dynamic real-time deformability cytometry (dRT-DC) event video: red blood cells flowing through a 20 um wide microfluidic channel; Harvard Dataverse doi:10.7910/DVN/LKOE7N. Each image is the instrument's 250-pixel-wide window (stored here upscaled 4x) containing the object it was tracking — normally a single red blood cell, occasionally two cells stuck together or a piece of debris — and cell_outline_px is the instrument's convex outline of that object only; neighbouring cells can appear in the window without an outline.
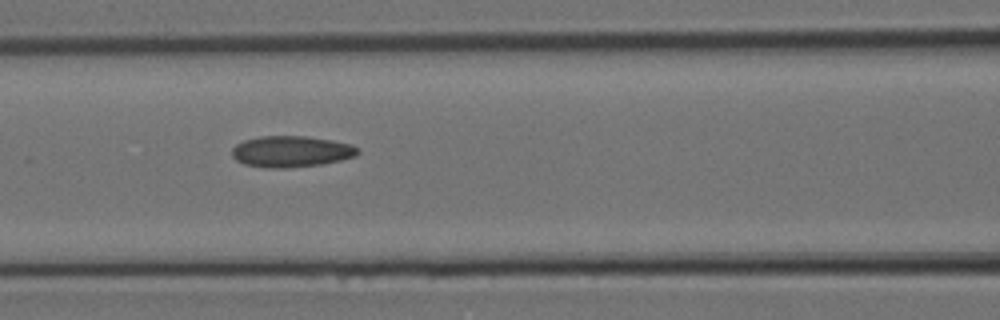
{"species": "Egyptian fruit bat (a non-hibernating species)", "species_latin": "Rousettus aegyptiacus", "temperature_condition": "room temperature", "stored_images_in_passage": 10, "camera_frame_rate_fps": 3000, "um_per_image_px": 0.085, "animal": {"sex": "female"}, "frame": {"image": 1, "passage_image": 9, "time_ms": 2.667, "image_size_px": [1000, 320], "cell_outline_px": [[360, 152], [356, 156], [340, 160], [320, 164], [288, 168], [268, 168], [244, 164], [236, 160], [232, 156], [232, 148], [236, 144], [244, 140], [260, 136], [308, 136], [332, 140], [352, 144], [360, 148]], "centroid_in_image_um": [24.77, 12.87], "position_along_channel_um": 141.8, "area_um2": 23.06}}
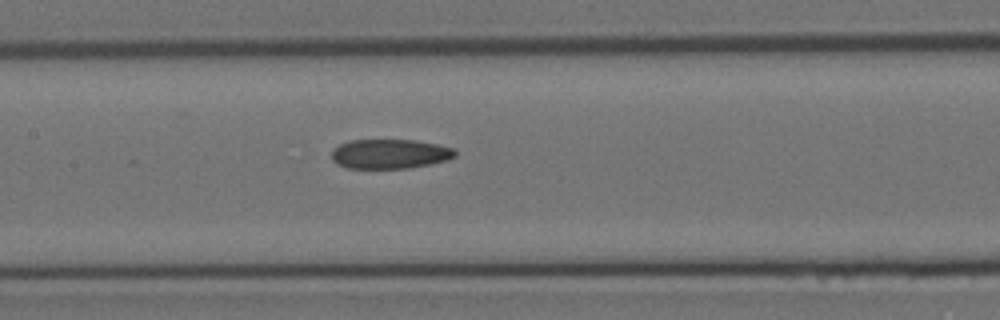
{"frame": {"image": 2, "passage_image": 10, "time_ms": 3.0, "image_size_px": [1000, 320], "cell_outline_px": [[456, 156], [448, 160], [408, 168], [348, 168], [336, 164], [332, 160], [332, 148], [340, 144], [352, 140], [416, 140], [440, 144], [452, 148], [456, 152]], "centroid_in_image_um": [33.13, 13.08], "position_along_channel_um": 174.3, "area_um2": 21.33}}